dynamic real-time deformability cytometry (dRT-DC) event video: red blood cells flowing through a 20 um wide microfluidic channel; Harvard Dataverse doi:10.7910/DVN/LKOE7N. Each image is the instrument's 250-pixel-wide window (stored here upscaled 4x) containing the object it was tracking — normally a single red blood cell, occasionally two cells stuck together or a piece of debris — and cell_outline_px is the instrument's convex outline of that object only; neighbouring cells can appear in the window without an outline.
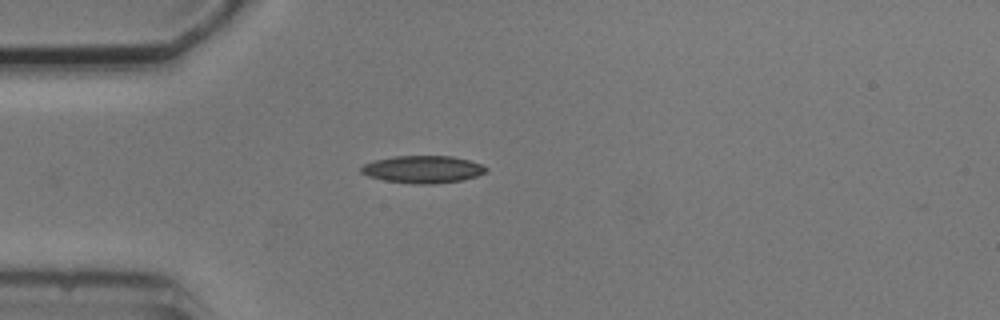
{"species": "common noctule bat (a hibernating species)", "species_latin": "Nyctalus noctula", "temperature_condition": "cold", "stored_images_in_passage": 2, "camera_frame_rate_fps": 3000, "um_per_image_px": 0.085, "animal": {"sex": "male", "body_mass_g": 20.5, "forearm_length_mm": 52.5}, "frame": {"image": 1, "passage_image": 2, "time_ms": 1.333, "image_size_px": [1000, 320], "cell_outline_px": [[488, 172], [464, 180], [436, 184], [412, 184], [384, 180], [368, 176], [360, 172], [360, 168], [364, 164], [372, 160], [392, 156], [452, 156], [468, 160], [480, 164], [488, 168]], "centroid_in_image_um": [35.93, 14.4], "position_along_channel_um": 49.1, "area_um2": 20.17}}